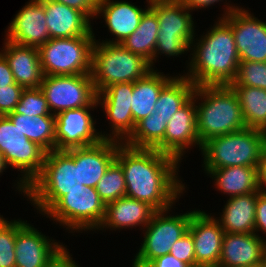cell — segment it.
<instances>
[{
    "label": "cell",
    "instance_id": "cell-38",
    "mask_svg": "<svg viewBox=\"0 0 266 267\" xmlns=\"http://www.w3.org/2000/svg\"><path fill=\"white\" fill-rule=\"evenodd\" d=\"M169 254L188 266L195 265L194 242L189 231H186L181 238L171 246Z\"/></svg>",
    "mask_w": 266,
    "mask_h": 267
},
{
    "label": "cell",
    "instance_id": "cell-32",
    "mask_svg": "<svg viewBox=\"0 0 266 267\" xmlns=\"http://www.w3.org/2000/svg\"><path fill=\"white\" fill-rule=\"evenodd\" d=\"M236 92L247 128L266 132V89L231 86Z\"/></svg>",
    "mask_w": 266,
    "mask_h": 267
},
{
    "label": "cell",
    "instance_id": "cell-14",
    "mask_svg": "<svg viewBox=\"0 0 266 267\" xmlns=\"http://www.w3.org/2000/svg\"><path fill=\"white\" fill-rule=\"evenodd\" d=\"M94 107L70 109L56 114V150L86 147L107 139L105 134L96 132L94 128L95 121L89 111Z\"/></svg>",
    "mask_w": 266,
    "mask_h": 267
},
{
    "label": "cell",
    "instance_id": "cell-12",
    "mask_svg": "<svg viewBox=\"0 0 266 267\" xmlns=\"http://www.w3.org/2000/svg\"><path fill=\"white\" fill-rule=\"evenodd\" d=\"M40 88L55 116L65 110L98 106L91 74L47 75L43 77Z\"/></svg>",
    "mask_w": 266,
    "mask_h": 267
},
{
    "label": "cell",
    "instance_id": "cell-1",
    "mask_svg": "<svg viewBox=\"0 0 266 267\" xmlns=\"http://www.w3.org/2000/svg\"><path fill=\"white\" fill-rule=\"evenodd\" d=\"M115 160L123 169L125 196L149 203L156 210L170 209L185 189L176 175L179 161L169 154L121 143Z\"/></svg>",
    "mask_w": 266,
    "mask_h": 267
},
{
    "label": "cell",
    "instance_id": "cell-2",
    "mask_svg": "<svg viewBox=\"0 0 266 267\" xmlns=\"http://www.w3.org/2000/svg\"><path fill=\"white\" fill-rule=\"evenodd\" d=\"M194 44L189 73L195 86L230 85L236 78L240 59L231 26L222 18Z\"/></svg>",
    "mask_w": 266,
    "mask_h": 267
},
{
    "label": "cell",
    "instance_id": "cell-22",
    "mask_svg": "<svg viewBox=\"0 0 266 267\" xmlns=\"http://www.w3.org/2000/svg\"><path fill=\"white\" fill-rule=\"evenodd\" d=\"M1 50L18 85L24 88H38L43 80L38 48L5 42Z\"/></svg>",
    "mask_w": 266,
    "mask_h": 267
},
{
    "label": "cell",
    "instance_id": "cell-17",
    "mask_svg": "<svg viewBox=\"0 0 266 267\" xmlns=\"http://www.w3.org/2000/svg\"><path fill=\"white\" fill-rule=\"evenodd\" d=\"M7 41L17 45L39 48L49 39L43 0H30L13 18Z\"/></svg>",
    "mask_w": 266,
    "mask_h": 267
},
{
    "label": "cell",
    "instance_id": "cell-33",
    "mask_svg": "<svg viewBox=\"0 0 266 267\" xmlns=\"http://www.w3.org/2000/svg\"><path fill=\"white\" fill-rule=\"evenodd\" d=\"M166 125L154 111L136 123L134 131L123 143L133 148L154 149L164 139Z\"/></svg>",
    "mask_w": 266,
    "mask_h": 267
},
{
    "label": "cell",
    "instance_id": "cell-48",
    "mask_svg": "<svg viewBox=\"0 0 266 267\" xmlns=\"http://www.w3.org/2000/svg\"><path fill=\"white\" fill-rule=\"evenodd\" d=\"M261 264H262V267H266V249H265V252L263 254V259H262Z\"/></svg>",
    "mask_w": 266,
    "mask_h": 267
},
{
    "label": "cell",
    "instance_id": "cell-35",
    "mask_svg": "<svg viewBox=\"0 0 266 267\" xmlns=\"http://www.w3.org/2000/svg\"><path fill=\"white\" fill-rule=\"evenodd\" d=\"M25 223L22 220L7 221L3 217L0 219V267H16V233Z\"/></svg>",
    "mask_w": 266,
    "mask_h": 267
},
{
    "label": "cell",
    "instance_id": "cell-5",
    "mask_svg": "<svg viewBox=\"0 0 266 267\" xmlns=\"http://www.w3.org/2000/svg\"><path fill=\"white\" fill-rule=\"evenodd\" d=\"M92 48L91 77L96 93L115 83H134L153 70L140 55L119 43H98Z\"/></svg>",
    "mask_w": 266,
    "mask_h": 267
},
{
    "label": "cell",
    "instance_id": "cell-36",
    "mask_svg": "<svg viewBox=\"0 0 266 267\" xmlns=\"http://www.w3.org/2000/svg\"><path fill=\"white\" fill-rule=\"evenodd\" d=\"M9 114H23L27 116H55L50 111L46 97L38 88H24L19 103Z\"/></svg>",
    "mask_w": 266,
    "mask_h": 267
},
{
    "label": "cell",
    "instance_id": "cell-44",
    "mask_svg": "<svg viewBox=\"0 0 266 267\" xmlns=\"http://www.w3.org/2000/svg\"><path fill=\"white\" fill-rule=\"evenodd\" d=\"M147 267H188L171 254H167L153 260Z\"/></svg>",
    "mask_w": 266,
    "mask_h": 267
},
{
    "label": "cell",
    "instance_id": "cell-18",
    "mask_svg": "<svg viewBox=\"0 0 266 267\" xmlns=\"http://www.w3.org/2000/svg\"><path fill=\"white\" fill-rule=\"evenodd\" d=\"M188 231L193 237L195 264L217 267L225 233L217 219L204 211L196 210L189 222Z\"/></svg>",
    "mask_w": 266,
    "mask_h": 267
},
{
    "label": "cell",
    "instance_id": "cell-26",
    "mask_svg": "<svg viewBox=\"0 0 266 267\" xmlns=\"http://www.w3.org/2000/svg\"><path fill=\"white\" fill-rule=\"evenodd\" d=\"M263 191L259 189L245 195L230 197L224 206L220 226L226 233H253L255 231V209L258 196Z\"/></svg>",
    "mask_w": 266,
    "mask_h": 267
},
{
    "label": "cell",
    "instance_id": "cell-8",
    "mask_svg": "<svg viewBox=\"0 0 266 267\" xmlns=\"http://www.w3.org/2000/svg\"><path fill=\"white\" fill-rule=\"evenodd\" d=\"M95 36L52 38L38 48L44 76L91 73Z\"/></svg>",
    "mask_w": 266,
    "mask_h": 267
},
{
    "label": "cell",
    "instance_id": "cell-39",
    "mask_svg": "<svg viewBox=\"0 0 266 267\" xmlns=\"http://www.w3.org/2000/svg\"><path fill=\"white\" fill-rule=\"evenodd\" d=\"M24 87L16 82L12 85L0 87V116L12 113L19 103Z\"/></svg>",
    "mask_w": 266,
    "mask_h": 267
},
{
    "label": "cell",
    "instance_id": "cell-27",
    "mask_svg": "<svg viewBox=\"0 0 266 267\" xmlns=\"http://www.w3.org/2000/svg\"><path fill=\"white\" fill-rule=\"evenodd\" d=\"M157 71L153 69L144 78L133 83L131 112L135 124L154 112L160 91L173 78Z\"/></svg>",
    "mask_w": 266,
    "mask_h": 267
},
{
    "label": "cell",
    "instance_id": "cell-46",
    "mask_svg": "<svg viewBox=\"0 0 266 267\" xmlns=\"http://www.w3.org/2000/svg\"><path fill=\"white\" fill-rule=\"evenodd\" d=\"M185 4L191 11L193 9H201L209 7L211 4H214L215 2H219L221 0H178Z\"/></svg>",
    "mask_w": 266,
    "mask_h": 267
},
{
    "label": "cell",
    "instance_id": "cell-24",
    "mask_svg": "<svg viewBox=\"0 0 266 267\" xmlns=\"http://www.w3.org/2000/svg\"><path fill=\"white\" fill-rule=\"evenodd\" d=\"M157 210L149 203L123 196L106 205L105 215L99 228L123 229L137 225L144 227Z\"/></svg>",
    "mask_w": 266,
    "mask_h": 267
},
{
    "label": "cell",
    "instance_id": "cell-10",
    "mask_svg": "<svg viewBox=\"0 0 266 267\" xmlns=\"http://www.w3.org/2000/svg\"><path fill=\"white\" fill-rule=\"evenodd\" d=\"M105 203L95 188L69 191L46 214L66 229H99L105 215Z\"/></svg>",
    "mask_w": 266,
    "mask_h": 267
},
{
    "label": "cell",
    "instance_id": "cell-45",
    "mask_svg": "<svg viewBox=\"0 0 266 267\" xmlns=\"http://www.w3.org/2000/svg\"><path fill=\"white\" fill-rule=\"evenodd\" d=\"M257 172H258L259 187L262 191L266 192V190L264 189L266 186V146L264 147L261 153ZM263 185L265 186L263 187Z\"/></svg>",
    "mask_w": 266,
    "mask_h": 267
},
{
    "label": "cell",
    "instance_id": "cell-15",
    "mask_svg": "<svg viewBox=\"0 0 266 267\" xmlns=\"http://www.w3.org/2000/svg\"><path fill=\"white\" fill-rule=\"evenodd\" d=\"M132 94L133 83H115L97 93V103L104 108L112 124V136L106 134L107 139L123 143L134 131L136 124L131 112Z\"/></svg>",
    "mask_w": 266,
    "mask_h": 267
},
{
    "label": "cell",
    "instance_id": "cell-9",
    "mask_svg": "<svg viewBox=\"0 0 266 267\" xmlns=\"http://www.w3.org/2000/svg\"><path fill=\"white\" fill-rule=\"evenodd\" d=\"M0 152L7 166L24 173L17 189L25 195L26 188L42 171L46 151L27 139L7 116H0Z\"/></svg>",
    "mask_w": 266,
    "mask_h": 267
},
{
    "label": "cell",
    "instance_id": "cell-47",
    "mask_svg": "<svg viewBox=\"0 0 266 267\" xmlns=\"http://www.w3.org/2000/svg\"><path fill=\"white\" fill-rule=\"evenodd\" d=\"M5 168H7V165L5 164L3 155H2V153L0 152V173H2L3 170H5Z\"/></svg>",
    "mask_w": 266,
    "mask_h": 267
},
{
    "label": "cell",
    "instance_id": "cell-19",
    "mask_svg": "<svg viewBox=\"0 0 266 267\" xmlns=\"http://www.w3.org/2000/svg\"><path fill=\"white\" fill-rule=\"evenodd\" d=\"M62 246L48 239L26 221L16 233V267H44Z\"/></svg>",
    "mask_w": 266,
    "mask_h": 267
},
{
    "label": "cell",
    "instance_id": "cell-40",
    "mask_svg": "<svg viewBox=\"0 0 266 267\" xmlns=\"http://www.w3.org/2000/svg\"><path fill=\"white\" fill-rule=\"evenodd\" d=\"M83 12L89 19L96 16L99 0H54Z\"/></svg>",
    "mask_w": 266,
    "mask_h": 267
},
{
    "label": "cell",
    "instance_id": "cell-21",
    "mask_svg": "<svg viewBox=\"0 0 266 267\" xmlns=\"http://www.w3.org/2000/svg\"><path fill=\"white\" fill-rule=\"evenodd\" d=\"M50 39L94 36L90 19L81 11L54 0H43Z\"/></svg>",
    "mask_w": 266,
    "mask_h": 267
},
{
    "label": "cell",
    "instance_id": "cell-31",
    "mask_svg": "<svg viewBox=\"0 0 266 267\" xmlns=\"http://www.w3.org/2000/svg\"><path fill=\"white\" fill-rule=\"evenodd\" d=\"M196 86L184 75L172 78L160 91L154 111L168 123L194 94Z\"/></svg>",
    "mask_w": 266,
    "mask_h": 267
},
{
    "label": "cell",
    "instance_id": "cell-4",
    "mask_svg": "<svg viewBox=\"0 0 266 267\" xmlns=\"http://www.w3.org/2000/svg\"><path fill=\"white\" fill-rule=\"evenodd\" d=\"M195 97L202 100L195 104L201 145L213 137L247 128L238 96L230 85L196 86Z\"/></svg>",
    "mask_w": 266,
    "mask_h": 267
},
{
    "label": "cell",
    "instance_id": "cell-28",
    "mask_svg": "<svg viewBox=\"0 0 266 267\" xmlns=\"http://www.w3.org/2000/svg\"><path fill=\"white\" fill-rule=\"evenodd\" d=\"M258 167L231 166L221 169H204L212 175L219 191L230 197L245 195L260 189L258 184Z\"/></svg>",
    "mask_w": 266,
    "mask_h": 267
},
{
    "label": "cell",
    "instance_id": "cell-6",
    "mask_svg": "<svg viewBox=\"0 0 266 267\" xmlns=\"http://www.w3.org/2000/svg\"><path fill=\"white\" fill-rule=\"evenodd\" d=\"M266 146V132L245 128L238 132L213 137L202 145L205 169L231 166L258 167Z\"/></svg>",
    "mask_w": 266,
    "mask_h": 267
},
{
    "label": "cell",
    "instance_id": "cell-11",
    "mask_svg": "<svg viewBox=\"0 0 266 267\" xmlns=\"http://www.w3.org/2000/svg\"><path fill=\"white\" fill-rule=\"evenodd\" d=\"M167 210H157L151 221L145 226L144 240L132 267H147L158 257L169 254L171 246L188 231L189 222L196 212L166 216Z\"/></svg>",
    "mask_w": 266,
    "mask_h": 267
},
{
    "label": "cell",
    "instance_id": "cell-37",
    "mask_svg": "<svg viewBox=\"0 0 266 267\" xmlns=\"http://www.w3.org/2000/svg\"><path fill=\"white\" fill-rule=\"evenodd\" d=\"M230 86L266 89V62L240 61L236 78Z\"/></svg>",
    "mask_w": 266,
    "mask_h": 267
},
{
    "label": "cell",
    "instance_id": "cell-29",
    "mask_svg": "<svg viewBox=\"0 0 266 267\" xmlns=\"http://www.w3.org/2000/svg\"><path fill=\"white\" fill-rule=\"evenodd\" d=\"M159 22L156 14L149 8L142 16L137 29L120 44L132 53L146 59L153 66L154 51L157 44Z\"/></svg>",
    "mask_w": 266,
    "mask_h": 267
},
{
    "label": "cell",
    "instance_id": "cell-23",
    "mask_svg": "<svg viewBox=\"0 0 266 267\" xmlns=\"http://www.w3.org/2000/svg\"><path fill=\"white\" fill-rule=\"evenodd\" d=\"M149 9L138 8L126 1L99 0L96 17L102 14L109 31L116 37L107 43H121L132 34L140 24L143 14Z\"/></svg>",
    "mask_w": 266,
    "mask_h": 267
},
{
    "label": "cell",
    "instance_id": "cell-13",
    "mask_svg": "<svg viewBox=\"0 0 266 267\" xmlns=\"http://www.w3.org/2000/svg\"><path fill=\"white\" fill-rule=\"evenodd\" d=\"M225 10L222 18L232 28L240 61L266 62V22L238 6Z\"/></svg>",
    "mask_w": 266,
    "mask_h": 267
},
{
    "label": "cell",
    "instance_id": "cell-34",
    "mask_svg": "<svg viewBox=\"0 0 266 267\" xmlns=\"http://www.w3.org/2000/svg\"><path fill=\"white\" fill-rule=\"evenodd\" d=\"M95 189L101 200L107 205L126 194V182L121 165L114 160L98 181Z\"/></svg>",
    "mask_w": 266,
    "mask_h": 267
},
{
    "label": "cell",
    "instance_id": "cell-7",
    "mask_svg": "<svg viewBox=\"0 0 266 267\" xmlns=\"http://www.w3.org/2000/svg\"><path fill=\"white\" fill-rule=\"evenodd\" d=\"M148 3L159 22L154 61L158 54L179 56L190 50L195 41L190 9L178 0H150Z\"/></svg>",
    "mask_w": 266,
    "mask_h": 267
},
{
    "label": "cell",
    "instance_id": "cell-3",
    "mask_svg": "<svg viewBox=\"0 0 266 267\" xmlns=\"http://www.w3.org/2000/svg\"><path fill=\"white\" fill-rule=\"evenodd\" d=\"M79 148L46 152L41 173L26 188L33 205L45 215L69 191L82 190Z\"/></svg>",
    "mask_w": 266,
    "mask_h": 267
},
{
    "label": "cell",
    "instance_id": "cell-41",
    "mask_svg": "<svg viewBox=\"0 0 266 267\" xmlns=\"http://www.w3.org/2000/svg\"><path fill=\"white\" fill-rule=\"evenodd\" d=\"M266 233V192H262L257 199L255 209V231Z\"/></svg>",
    "mask_w": 266,
    "mask_h": 267
},
{
    "label": "cell",
    "instance_id": "cell-25",
    "mask_svg": "<svg viewBox=\"0 0 266 267\" xmlns=\"http://www.w3.org/2000/svg\"><path fill=\"white\" fill-rule=\"evenodd\" d=\"M121 143L117 140L103 139L97 144L79 147L80 183L95 188L116 159L117 147Z\"/></svg>",
    "mask_w": 266,
    "mask_h": 267
},
{
    "label": "cell",
    "instance_id": "cell-50",
    "mask_svg": "<svg viewBox=\"0 0 266 267\" xmlns=\"http://www.w3.org/2000/svg\"><path fill=\"white\" fill-rule=\"evenodd\" d=\"M244 267H262V264H254V265H249V266H244Z\"/></svg>",
    "mask_w": 266,
    "mask_h": 267
},
{
    "label": "cell",
    "instance_id": "cell-20",
    "mask_svg": "<svg viewBox=\"0 0 266 267\" xmlns=\"http://www.w3.org/2000/svg\"><path fill=\"white\" fill-rule=\"evenodd\" d=\"M257 233H224L217 267H244L260 264L266 240Z\"/></svg>",
    "mask_w": 266,
    "mask_h": 267
},
{
    "label": "cell",
    "instance_id": "cell-49",
    "mask_svg": "<svg viewBox=\"0 0 266 267\" xmlns=\"http://www.w3.org/2000/svg\"><path fill=\"white\" fill-rule=\"evenodd\" d=\"M188 267H209V266L195 264V265H189Z\"/></svg>",
    "mask_w": 266,
    "mask_h": 267
},
{
    "label": "cell",
    "instance_id": "cell-16",
    "mask_svg": "<svg viewBox=\"0 0 266 267\" xmlns=\"http://www.w3.org/2000/svg\"><path fill=\"white\" fill-rule=\"evenodd\" d=\"M195 102L194 91L193 97L167 123L164 139L154 149L169 154L178 161L189 146L197 144L202 149L197 132Z\"/></svg>",
    "mask_w": 266,
    "mask_h": 267
},
{
    "label": "cell",
    "instance_id": "cell-42",
    "mask_svg": "<svg viewBox=\"0 0 266 267\" xmlns=\"http://www.w3.org/2000/svg\"><path fill=\"white\" fill-rule=\"evenodd\" d=\"M63 245L44 267H78Z\"/></svg>",
    "mask_w": 266,
    "mask_h": 267
},
{
    "label": "cell",
    "instance_id": "cell-43",
    "mask_svg": "<svg viewBox=\"0 0 266 267\" xmlns=\"http://www.w3.org/2000/svg\"><path fill=\"white\" fill-rule=\"evenodd\" d=\"M15 83L13 73L4 55L0 52V87Z\"/></svg>",
    "mask_w": 266,
    "mask_h": 267
},
{
    "label": "cell",
    "instance_id": "cell-30",
    "mask_svg": "<svg viewBox=\"0 0 266 267\" xmlns=\"http://www.w3.org/2000/svg\"><path fill=\"white\" fill-rule=\"evenodd\" d=\"M27 139L37 143L46 152L56 150L55 116L6 115Z\"/></svg>",
    "mask_w": 266,
    "mask_h": 267
}]
</instances>
